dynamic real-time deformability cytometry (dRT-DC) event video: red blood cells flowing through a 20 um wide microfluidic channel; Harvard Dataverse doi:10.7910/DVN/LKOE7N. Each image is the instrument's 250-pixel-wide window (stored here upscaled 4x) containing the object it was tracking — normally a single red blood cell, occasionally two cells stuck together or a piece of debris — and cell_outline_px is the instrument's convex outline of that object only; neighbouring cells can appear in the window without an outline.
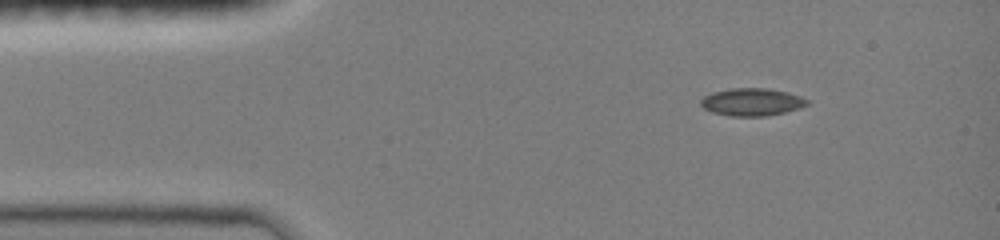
{"species": "common noctule bat (a hibernating species)", "species_latin": "Nyctalus noctula", "temperature_condition": "room temperature", "stored_images_in_passage": 4, "camera_frame_rate_fps": 3000, "um_per_image_px": 0.085, "animal": {"sex": "female", "body_mass_g": 19.0, "forearm_length_mm": 51.5}, "frame": {"image": 1, "passage_image": 1, "time_ms": 0.0, "image_size_px": [1000, 240], "cell_outline_px": [[808, 104], [800, 108], [784, 112], [764, 116], [728, 116], [712, 112], [704, 108], [700, 104], [700, 100], [704, 96], [712, 92], [732, 88], [768, 88], [788, 92], [800, 96], [808, 100]], "centroid_in_image_um": [63.89, 8.66], "position_along_channel_um": 21.1, "area_um2": 17.11}}
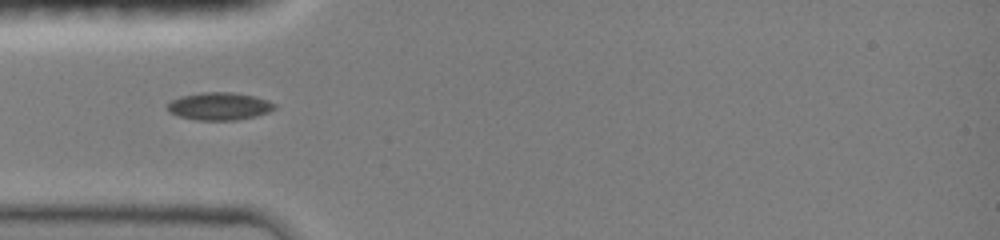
{"frame": {"image": 2, "passage_image": 4, "time_ms": 2.667, "image_size_px": [1000, 240], "cell_outline_px": [[276, 108], [268, 112], [256, 116], [236, 120], [196, 120], [180, 116], [168, 112], [168, 104], [172, 100], [180, 96], [204, 92], [232, 92], [252, 96], [268, 100], [276, 104]], "centroid_in_image_um": [18.65, 9.03], "position_along_channel_um": 66.3, "area_um2": 17.17}}